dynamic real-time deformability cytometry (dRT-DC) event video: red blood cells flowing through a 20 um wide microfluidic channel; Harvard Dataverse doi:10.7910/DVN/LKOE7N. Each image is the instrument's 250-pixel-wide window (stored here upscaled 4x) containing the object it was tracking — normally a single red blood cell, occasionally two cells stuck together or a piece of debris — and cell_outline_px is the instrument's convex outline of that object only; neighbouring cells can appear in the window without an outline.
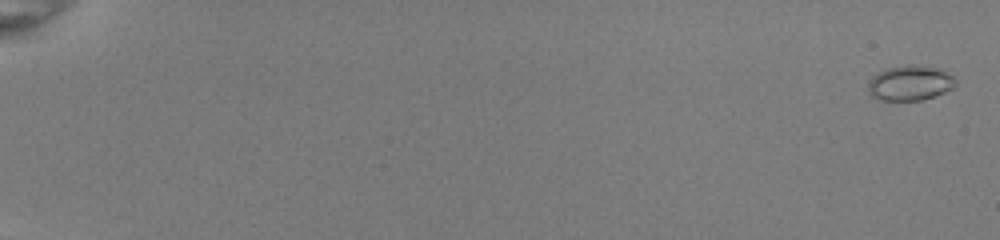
{"species": "common noctule bat (a hibernating species)", "species_latin": "Nyctalus noctula", "temperature_condition": "room temperature", "stored_images_in_passage": 54, "camera_frame_rate_fps": 3000, "um_per_image_px": 0.085, "animal": {"sex": "female", "body_mass_g": 22.0, "forearm_length_mm": 56.7}, "frame": {"image": 1, "passage_image": 2, "time_ms": 0.333, "image_size_px": [1000, 240], "cell_outline_px": [[956, 84], [952, 88], [936, 96], [920, 100], [880, 100], [868, 96], [868, 84], [872, 76], [888, 68], [908, 64], [916, 64], [940, 68], [948, 72], [956, 80]], "centroid_in_image_um": [77.35, 7.05], "position_along_channel_um": 7.6, "area_um2": 18.09}}
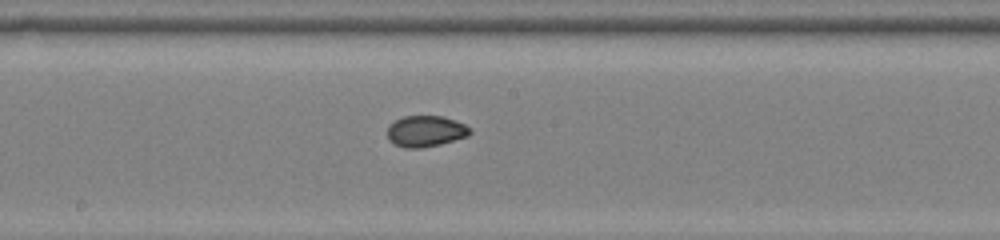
{"frame": {"image": 2, "passage_image": 33, "time_ms": 10.667, "image_size_px": [1000, 240], "cell_outline_px": [[472, 132], [468, 136], [440, 144], [420, 148], [404, 148], [388, 140], [388, 124], [404, 116], [444, 116], [464, 124], [472, 128]], "centroid_in_image_um": [36.19, 11.15], "position_along_channel_um": 212.0, "area_um2": 15.03}}
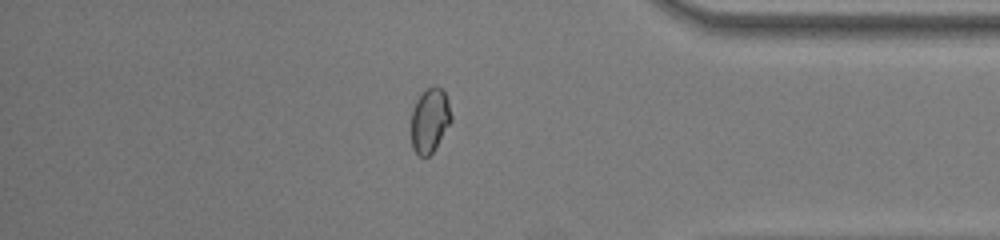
{"frame": {"image": 3, "passage_image": 48, "time_ms": 15.667, "image_size_px": [1000, 240], "cell_outline_px": [[452, 120], [432, 152], [428, 156], [420, 156], [412, 148], [412, 112], [416, 100], [432, 84], [436, 84], [444, 92], [448, 100], [452, 116]], "centroid_in_image_um": [36.54, 10.2], "position_along_channel_um": 398.7, "area_um2": 14.8}}